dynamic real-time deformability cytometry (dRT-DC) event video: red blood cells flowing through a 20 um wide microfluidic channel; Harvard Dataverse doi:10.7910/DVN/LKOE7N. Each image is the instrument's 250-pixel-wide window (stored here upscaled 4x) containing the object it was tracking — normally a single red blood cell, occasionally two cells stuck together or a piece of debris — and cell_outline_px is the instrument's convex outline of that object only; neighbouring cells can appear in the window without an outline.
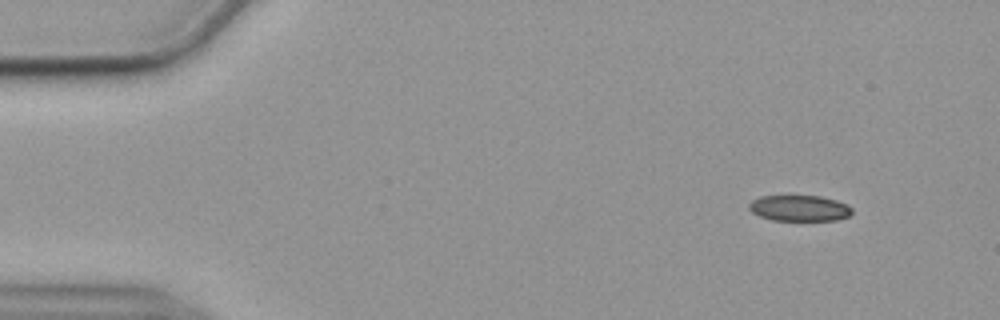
{"species": "common noctule bat (a hibernating species)", "species_latin": "Nyctalus noctula", "temperature_condition": "cold", "stored_images_in_passage": 52, "camera_frame_rate_fps": 3000, "um_per_image_px": 0.085, "animal": {"sex": "female", "body_mass_g": 19.9}, "frame": {"image": 1, "passage_image": 1, "time_ms": 0.0, "image_size_px": [1000, 320], "cell_outline_px": [[852, 212], [848, 216], [836, 220], [772, 220], [760, 216], [752, 212], [748, 208], [748, 204], [752, 200], [760, 196], [820, 196], [836, 200], [848, 204], [852, 208]], "centroid_in_image_um": [67.95, 17.69], "position_along_channel_um": 17.1, "area_um2": 15.55}}
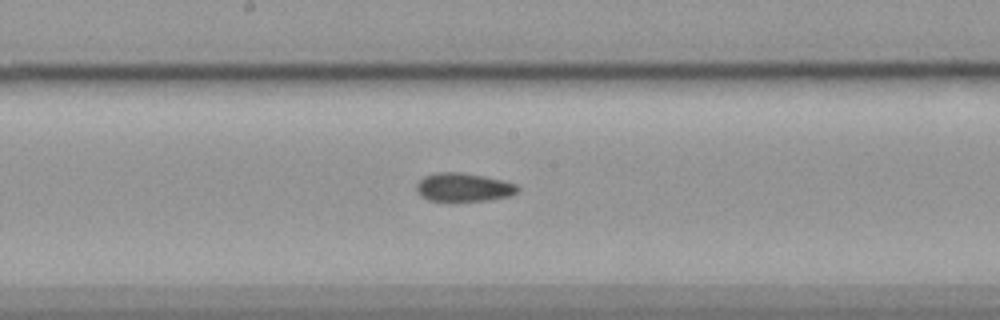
{"frame": {"image": 2, "passage_image": 25, "time_ms": 8.0, "image_size_px": [1000, 320], "cell_outline_px": [[520, 188], [516, 192], [508, 196], [484, 200], [428, 200], [420, 196], [416, 192], [416, 184], [424, 176], [436, 172], [460, 172], [484, 176], [504, 180], [516, 184]], "centroid_in_image_um": [39.37, 15.9], "position_along_channel_um": 208.8, "area_um2": 16.65}}
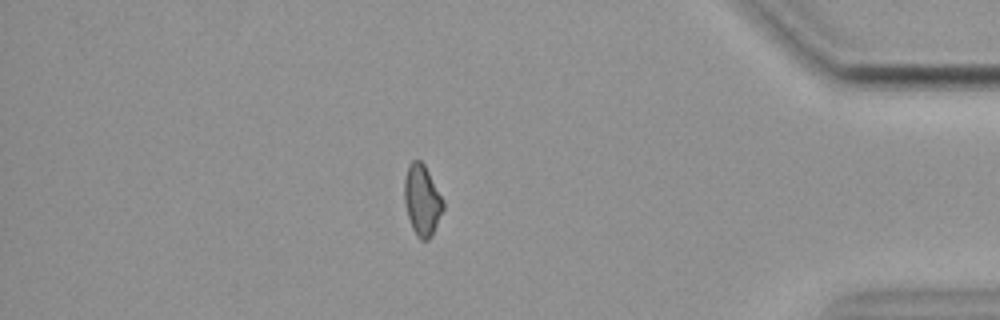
{"frame": {"image": 3, "passage_image": 44, "time_ms": 14.333, "image_size_px": [1000, 320], "cell_outline_px": [[444, 208], [432, 236], [428, 240], [420, 240], [416, 236], [412, 228], [404, 204], [404, 180], [408, 164], [412, 160], [420, 160], [424, 164], [444, 200]], "centroid_in_image_um": [35.87, 17.02], "position_along_channel_um": 399.3, "area_um2": 16.18}, "authors_computed_cell_mechanics": {"area_um2": 16.7909, "velocity_mm_per_s": 3.5846, "shape_relaxation_time_tau1_ms": null, "shape_relaxation_time_tau2_ms": 5.5376, "deformation_change_tau1": null, "deformation_change_tau2": 0.1093}}